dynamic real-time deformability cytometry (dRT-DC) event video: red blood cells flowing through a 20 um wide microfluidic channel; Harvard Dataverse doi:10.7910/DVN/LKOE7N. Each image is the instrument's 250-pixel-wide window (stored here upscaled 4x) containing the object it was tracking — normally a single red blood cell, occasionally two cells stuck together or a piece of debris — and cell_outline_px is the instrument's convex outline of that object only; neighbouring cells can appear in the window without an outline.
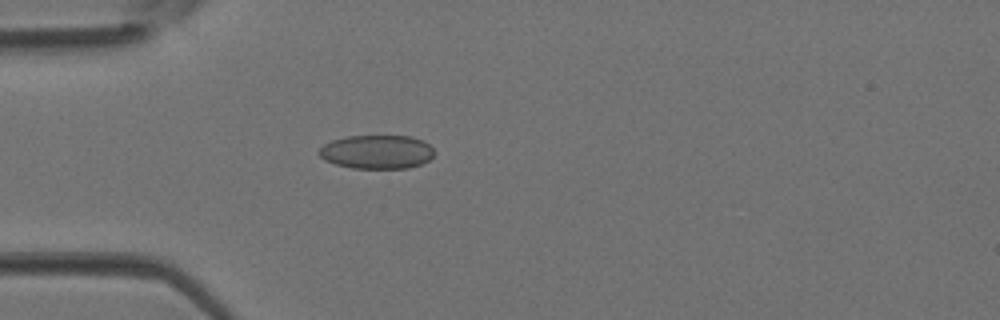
{"species": "Egyptian fruit bat (a non-hibernating species)", "species_latin": "Rousettus aegyptiacus", "temperature_condition": "room temperature", "stored_images_in_passage": 1, "camera_frame_rate_fps": 3000, "um_per_image_px": 0.085, "animal": {"sex": "female"}, "frame": {"image": 1, "passage_image": 1, "time_ms": 0.0, "image_size_px": [1000, 320], "cell_outline_px": [[432, 156], [424, 164], [408, 168], [352, 168], [336, 164], [324, 160], [316, 152], [324, 144], [332, 140], [348, 136], [412, 136], [424, 140], [432, 148]], "centroid_in_image_um": [32.02, 12.91], "position_along_channel_um": 53.0, "area_um2": 22.77}}